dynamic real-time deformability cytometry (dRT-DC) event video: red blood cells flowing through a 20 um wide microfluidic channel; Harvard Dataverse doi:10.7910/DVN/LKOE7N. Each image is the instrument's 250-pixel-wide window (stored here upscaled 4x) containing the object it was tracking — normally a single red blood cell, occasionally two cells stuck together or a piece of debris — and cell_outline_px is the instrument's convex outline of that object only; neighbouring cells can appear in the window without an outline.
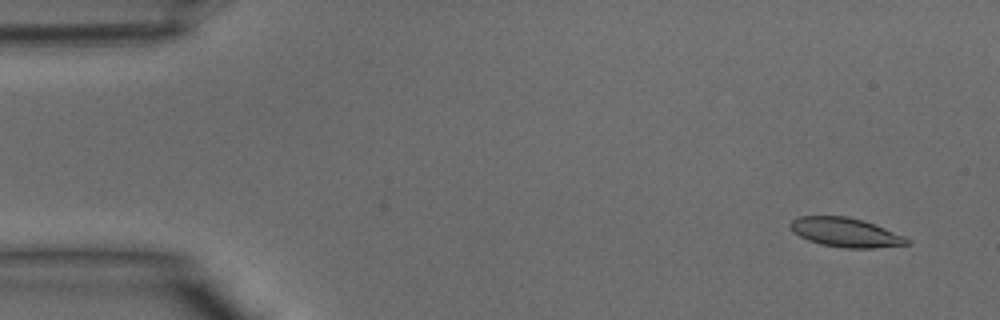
{"species": "common noctule bat (a hibernating species)", "species_latin": "Nyctalus noctula", "temperature_condition": "warm", "stored_images_in_passage": 15, "camera_frame_rate_fps": 3000, "um_per_image_px": 0.085, "animal": {"sex": "male", "body_mass_g": 15.6}, "frame": {"image": 1, "passage_image": 3, "time_ms": 0.667, "image_size_px": [1000, 320], "cell_outline_px": [[912, 244], [876, 248], [844, 248], [820, 244], [808, 240], [792, 232], [788, 224], [792, 220], [800, 216], [848, 216], [864, 220], [904, 236], [912, 240]], "centroid_in_image_um": [71.88, 19.76], "position_along_channel_um": 13.1, "area_um2": 20.06}}
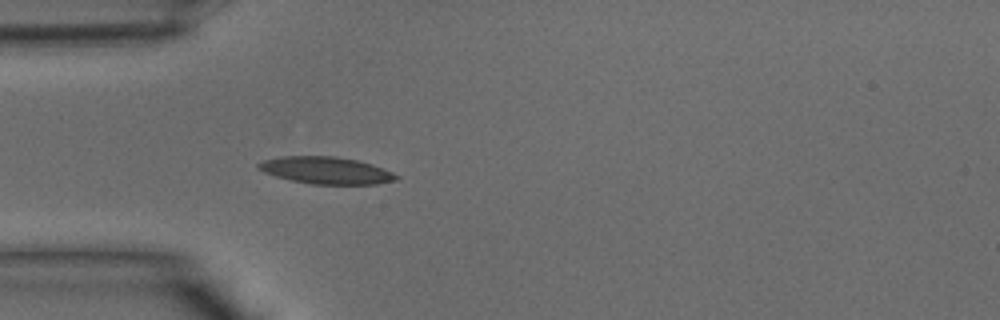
{"frame": {"image": 2, "passage_image": 12, "time_ms": 3.667, "image_size_px": [1000, 320], "cell_outline_px": [[400, 176], [396, 180], [376, 184], [312, 184], [292, 180], [276, 176], [264, 172], [256, 168], [256, 164], [264, 160], [280, 156], [336, 156], [356, 160], [372, 164], [384, 168]], "centroid_in_image_um": [27.71, 14.47], "position_along_channel_um": 57.3, "area_um2": 21.73}}